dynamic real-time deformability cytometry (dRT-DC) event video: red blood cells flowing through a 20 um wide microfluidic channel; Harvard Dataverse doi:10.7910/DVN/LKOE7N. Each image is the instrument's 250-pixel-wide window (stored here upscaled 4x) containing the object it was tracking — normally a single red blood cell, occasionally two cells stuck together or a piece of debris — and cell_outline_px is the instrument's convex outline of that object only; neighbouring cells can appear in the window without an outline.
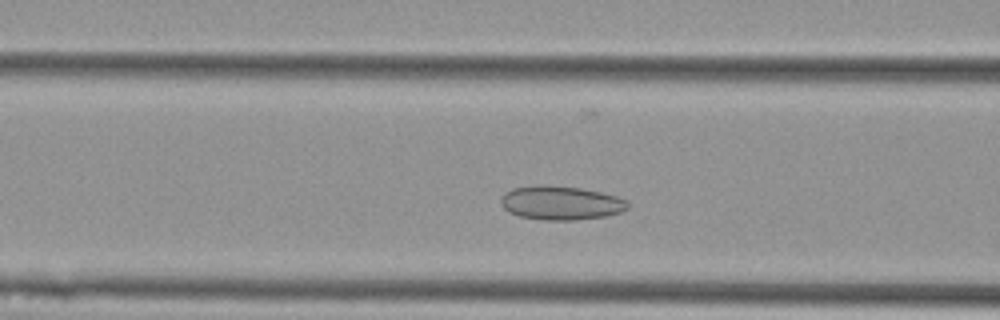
{"species": "Egyptian fruit bat (a non-hibernating species)", "species_latin": "Rousettus aegyptiacus", "temperature_condition": "cold", "stored_images_in_passage": 46, "camera_frame_rate_fps": 3000, "um_per_image_px": 0.085, "animal": {"sex": "female"}, "frame": {"image": 1, "passage_image": 11, "time_ms": 3.333, "image_size_px": [1000, 320], "cell_outline_px": [[628, 208], [620, 212], [608, 216], [576, 220], [544, 220], [520, 216], [508, 212], [500, 204], [500, 200], [504, 192], [512, 188], [544, 184], [580, 188], [600, 192], [616, 196], [628, 200]], "centroid_in_image_um": [47.66, 17.24], "position_along_channel_um": 118.9, "area_um2": 25.26}}
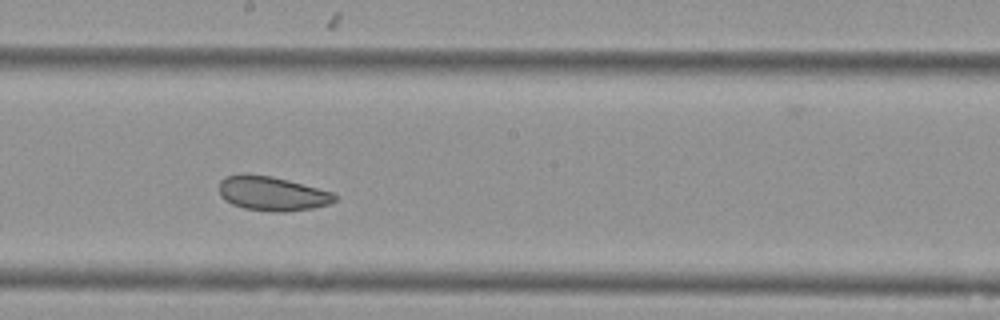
{"frame": {"image": 2, "passage_image": 20, "time_ms": 6.333, "image_size_px": [1000, 320], "cell_outline_px": [[336, 200], [328, 204], [312, 208], [284, 212], [272, 212], [244, 208], [232, 204], [224, 200], [220, 196], [220, 180], [224, 176], [272, 176], [288, 180], [332, 192], [336, 196]], "centroid_in_image_um": [23.14, 16.48], "position_along_channel_um": 225.1, "area_um2": 22.6}}
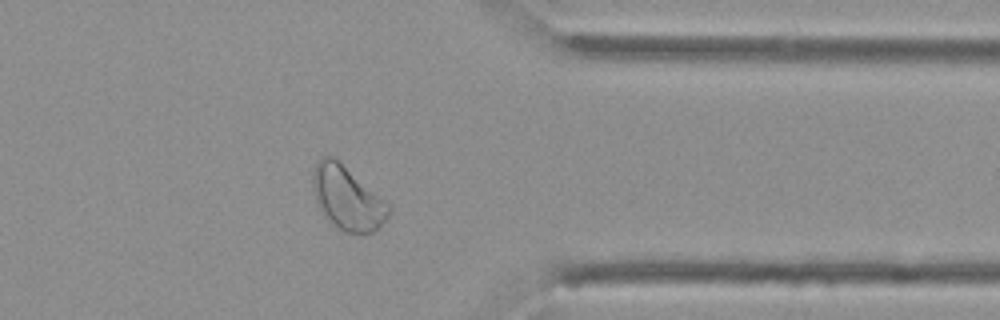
{"frame": {"image": 3, "passage_image": 34, "time_ms": 11.0, "image_size_px": [1000, 320], "cell_outline_px": [[392, 212], [376, 232], [344, 232], [320, 208], [316, 200], [312, 188], [312, 172], [316, 164], [324, 156], [332, 156], [384, 200], [392, 208]], "centroid_in_image_um": [29.54, 16.84], "position_along_channel_um": 381.9, "area_um2": 27.17}, "authors_computed_cell_mechanics": {"area_um2": 25.2586, "velocity_mm_per_s": 3.5557, "shape_relaxation_time_tau1_ms": null, "shape_relaxation_time_tau2_ms": 3.2457, "deformation_change_tau1": null, "deformation_change_tau2": 0.0715}}